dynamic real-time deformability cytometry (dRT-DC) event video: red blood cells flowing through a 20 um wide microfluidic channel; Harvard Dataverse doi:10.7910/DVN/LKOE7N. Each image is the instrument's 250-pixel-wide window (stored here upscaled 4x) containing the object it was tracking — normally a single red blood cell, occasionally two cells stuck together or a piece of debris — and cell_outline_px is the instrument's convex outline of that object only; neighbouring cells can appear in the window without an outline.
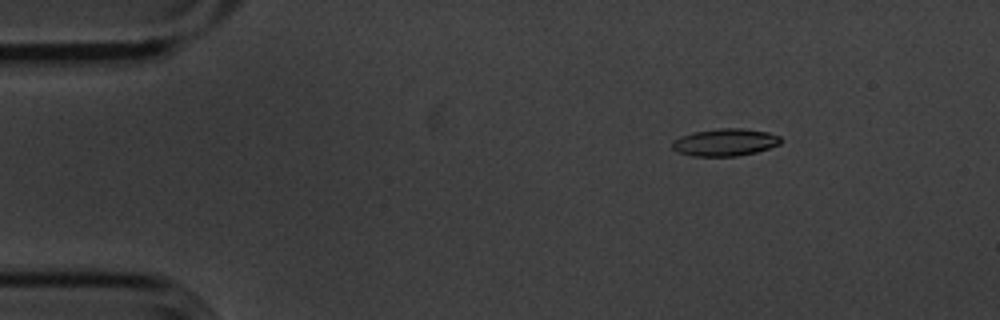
{"species": "common noctule bat (a hibernating species)", "species_latin": "Nyctalus noctula", "temperature_condition": "cold", "stored_images_in_passage": 32, "camera_frame_rate_fps": 3000, "um_per_image_px": 0.085, "animal": {"sex": "male", "body_mass_g": 20.1, "forearm_length_mm": 53.5}, "frame": {"image": 1, "passage_image": 8, "time_ms": 2.333, "image_size_px": [1000, 320], "cell_outline_px": [[784, 140], [780, 144], [756, 152], [736, 156], [692, 156], [680, 152], [672, 148], [672, 140], [680, 136], [692, 132], [720, 128], [744, 128], [768, 132], [780, 136]], "centroid_in_image_um": [61.64, 12.08], "position_along_channel_um": 23.4, "area_um2": 17.4}}
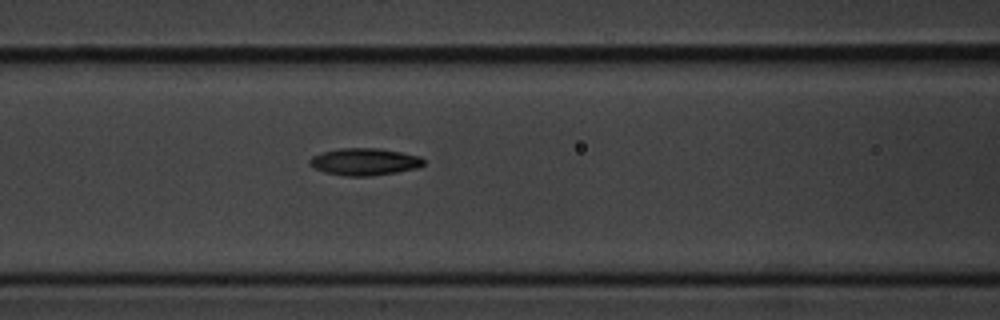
{"frame": {"image": 2, "passage_image": 23, "time_ms": 7.333, "image_size_px": [1000, 320], "cell_outline_px": [[424, 164], [420, 168], [372, 176], [344, 176], [324, 172], [308, 164], [308, 160], [312, 156], [324, 152], [340, 148], [380, 148], [420, 156], [424, 160]], "centroid_in_image_um": [31.0, 13.75], "position_along_channel_um": 135.6, "area_um2": 18.09}}
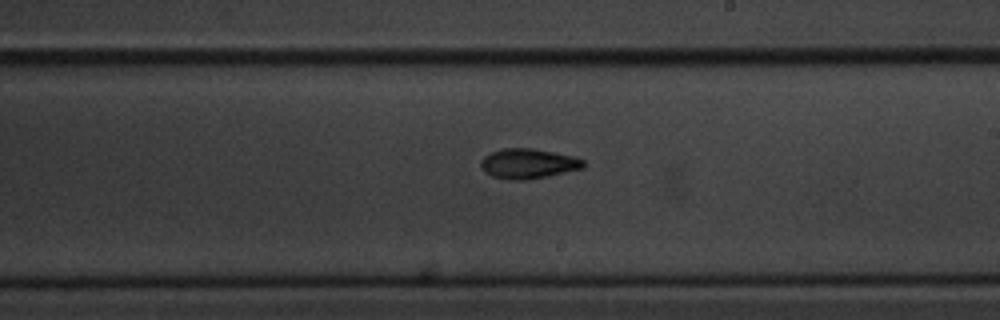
{"frame": {"image": 3, "passage_image": 32, "time_ms": 10.333, "image_size_px": [1000, 320], "cell_outline_px": [[584, 168], [548, 176], [524, 180], [512, 180], [492, 176], [484, 172], [480, 168], [480, 160], [484, 156], [492, 152], [504, 148], [532, 148], [572, 156], [584, 160]], "centroid_in_image_um": [44.86, 13.91], "position_along_channel_um": 244.1, "area_um2": 17.86}}